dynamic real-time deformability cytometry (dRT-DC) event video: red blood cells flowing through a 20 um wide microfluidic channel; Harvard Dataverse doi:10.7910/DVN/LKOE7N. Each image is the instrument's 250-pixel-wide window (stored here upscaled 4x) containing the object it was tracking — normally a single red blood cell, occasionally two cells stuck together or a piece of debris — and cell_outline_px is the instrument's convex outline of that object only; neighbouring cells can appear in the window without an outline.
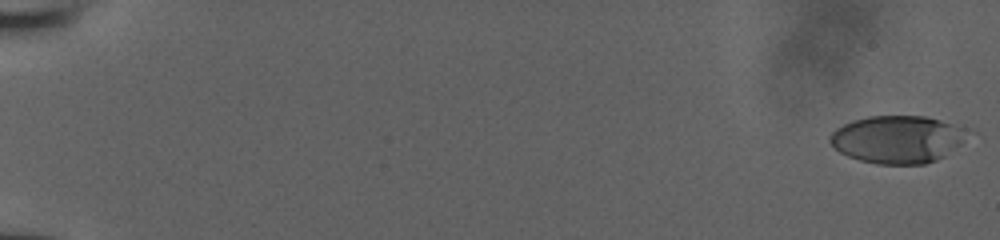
{"species": "human", "species_latin": "Homo sapiens", "temperature_condition": "room temperature", "stored_images_in_passage": 53, "camera_frame_rate_fps": 3000, "um_per_image_px": 0.085, "donor": {"sex": "male"}, "frame": {"image": 1, "passage_image": 1, "time_ms": 0.0, "image_size_px": [1000, 240], "cell_outline_px": [[968, 132], [960, 144], [944, 156], [936, 160], [924, 164], [876, 164], [860, 160], [848, 156], [840, 152], [828, 140], [828, 136], [836, 128], [852, 120], [868, 116], [924, 116], [940, 120], [964, 128]], "centroid_in_image_um": [76.24, 11.84], "position_along_channel_um": 8.8, "area_um2": 37.92}}
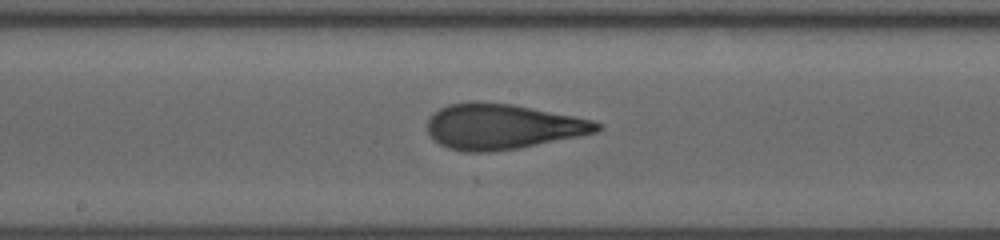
{"frame": {"image": 2, "passage_image": 31, "time_ms": 10.0, "image_size_px": [1000, 240], "cell_outline_px": [[600, 132], [580, 136], [516, 148], [492, 152], [464, 152], [448, 148], [440, 144], [428, 132], [428, 120], [432, 112], [448, 104], [512, 104], [592, 120], [600, 124]], "centroid_in_image_um": [42.71, 10.79], "position_along_channel_um": 205.5, "area_um2": 43.81}}
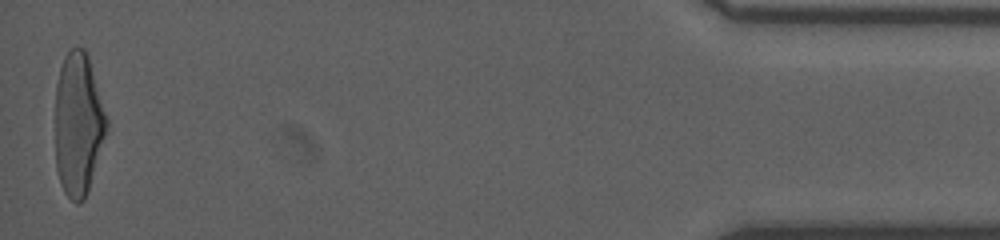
{"frame": {"image": 3, "passage_image": 53, "time_ms": 17.333, "image_size_px": [1000, 240], "cell_outline_px": [[108, 124], [88, 188], [84, 200], [80, 204], [76, 204], [64, 192], [56, 168], [56, 84], [60, 68], [68, 52], [72, 48], [84, 48], [88, 56], [108, 120]], "centroid_in_image_um": [6.64, 10.55], "position_along_channel_um": 428.6, "area_um2": 41.96}}